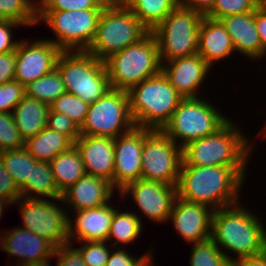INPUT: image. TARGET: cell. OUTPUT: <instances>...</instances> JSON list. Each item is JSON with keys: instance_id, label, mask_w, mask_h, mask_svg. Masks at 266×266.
<instances>
[{"instance_id": "45", "label": "cell", "mask_w": 266, "mask_h": 266, "mask_svg": "<svg viewBox=\"0 0 266 266\" xmlns=\"http://www.w3.org/2000/svg\"><path fill=\"white\" fill-rule=\"evenodd\" d=\"M18 26L23 25L8 20H0V53H7L17 49L20 40H13L12 29H16Z\"/></svg>"}, {"instance_id": "11", "label": "cell", "mask_w": 266, "mask_h": 266, "mask_svg": "<svg viewBox=\"0 0 266 266\" xmlns=\"http://www.w3.org/2000/svg\"><path fill=\"white\" fill-rule=\"evenodd\" d=\"M134 126L127 91L111 88L102 98L90 104L80 134L115 139Z\"/></svg>"}, {"instance_id": "16", "label": "cell", "mask_w": 266, "mask_h": 266, "mask_svg": "<svg viewBox=\"0 0 266 266\" xmlns=\"http://www.w3.org/2000/svg\"><path fill=\"white\" fill-rule=\"evenodd\" d=\"M153 130L134 126L114 139L113 187L121 190L127 183L141 179L144 139Z\"/></svg>"}, {"instance_id": "37", "label": "cell", "mask_w": 266, "mask_h": 266, "mask_svg": "<svg viewBox=\"0 0 266 266\" xmlns=\"http://www.w3.org/2000/svg\"><path fill=\"white\" fill-rule=\"evenodd\" d=\"M24 147L12 113H0V152Z\"/></svg>"}, {"instance_id": "46", "label": "cell", "mask_w": 266, "mask_h": 266, "mask_svg": "<svg viewBox=\"0 0 266 266\" xmlns=\"http://www.w3.org/2000/svg\"><path fill=\"white\" fill-rule=\"evenodd\" d=\"M16 50L0 53V85L14 80Z\"/></svg>"}, {"instance_id": "39", "label": "cell", "mask_w": 266, "mask_h": 266, "mask_svg": "<svg viewBox=\"0 0 266 266\" xmlns=\"http://www.w3.org/2000/svg\"><path fill=\"white\" fill-rule=\"evenodd\" d=\"M109 247L111 246L106 245V242L94 241L84 242L83 246H79L77 249L87 266H106L111 254Z\"/></svg>"}, {"instance_id": "25", "label": "cell", "mask_w": 266, "mask_h": 266, "mask_svg": "<svg viewBox=\"0 0 266 266\" xmlns=\"http://www.w3.org/2000/svg\"><path fill=\"white\" fill-rule=\"evenodd\" d=\"M49 110V104L26 95L13 108L14 122L24 142L46 126Z\"/></svg>"}, {"instance_id": "26", "label": "cell", "mask_w": 266, "mask_h": 266, "mask_svg": "<svg viewBox=\"0 0 266 266\" xmlns=\"http://www.w3.org/2000/svg\"><path fill=\"white\" fill-rule=\"evenodd\" d=\"M72 146L74 143L67 136L47 126L24 142V147L35 160L45 162H50L58 154L68 151Z\"/></svg>"}, {"instance_id": "34", "label": "cell", "mask_w": 266, "mask_h": 266, "mask_svg": "<svg viewBox=\"0 0 266 266\" xmlns=\"http://www.w3.org/2000/svg\"><path fill=\"white\" fill-rule=\"evenodd\" d=\"M0 20L34 26L38 23V8L30 0H0Z\"/></svg>"}, {"instance_id": "44", "label": "cell", "mask_w": 266, "mask_h": 266, "mask_svg": "<svg viewBox=\"0 0 266 266\" xmlns=\"http://www.w3.org/2000/svg\"><path fill=\"white\" fill-rule=\"evenodd\" d=\"M0 197L10 200L13 204L21 198L20 190L10 173L3 165L0 156Z\"/></svg>"}, {"instance_id": "40", "label": "cell", "mask_w": 266, "mask_h": 266, "mask_svg": "<svg viewBox=\"0 0 266 266\" xmlns=\"http://www.w3.org/2000/svg\"><path fill=\"white\" fill-rule=\"evenodd\" d=\"M25 96V87L18 81L0 85V113H12L13 108Z\"/></svg>"}, {"instance_id": "38", "label": "cell", "mask_w": 266, "mask_h": 266, "mask_svg": "<svg viewBox=\"0 0 266 266\" xmlns=\"http://www.w3.org/2000/svg\"><path fill=\"white\" fill-rule=\"evenodd\" d=\"M111 0H44L38 11L104 9Z\"/></svg>"}, {"instance_id": "20", "label": "cell", "mask_w": 266, "mask_h": 266, "mask_svg": "<svg viewBox=\"0 0 266 266\" xmlns=\"http://www.w3.org/2000/svg\"><path fill=\"white\" fill-rule=\"evenodd\" d=\"M74 145L80 152L86 174L105 179L113 186L114 138L81 135Z\"/></svg>"}, {"instance_id": "14", "label": "cell", "mask_w": 266, "mask_h": 266, "mask_svg": "<svg viewBox=\"0 0 266 266\" xmlns=\"http://www.w3.org/2000/svg\"><path fill=\"white\" fill-rule=\"evenodd\" d=\"M20 40L16 49L14 80L24 87L52 72L61 50L49 40Z\"/></svg>"}, {"instance_id": "10", "label": "cell", "mask_w": 266, "mask_h": 266, "mask_svg": "<svg viewBox=\"0 0 266 266\" xmlns=\"http://www.w3.org/2000/svg\"><path fill=\"white\" fill-rule=\"evenodd\" d=\"M103 9L38 11V22L53 30L56 40H50L61 51H87L93 42Z\"/></svg>"}, {"instance_id": "48", "label": "cell", "mask_w": 266, "mask_h": 266, "mask_svg": "<svg viewBox=\"0 0 266 266\" xmlns=\"http://www.w3.org/2000/svg\"><path fill=\"white\" fill-rule=\"evenodd\" d=\"M215 2L216 0H181V6L206 15L215 5Z\"/></svg>"}, {"instance_id": "22", "label": "cell", "mask_w": 266, "mask_h": 266, "mask_svg": "<svg viewBox=\"0 0 266 266\" xmlns=\"http://www.w3.org/2000/svg\"><path fill=\"white\" fill-rule=\"evenodd\" d=\"M115 188L105 179L85 174L62 192V204L75 211L97 208L110 203Z\"/></svg>"}, {"instance_id": "52", "label": "cell", "mask_w": 266, "mask_h": 266, "mask_svg": "<svg viewBox=\"0 0 266 266\" xmlns=\"http://www.w3.org/2000/svg\"><path fill=\"white\" fill-rule=\"evenodd\" d=\"M37 8H39L41 6V4L43 3L44 0H30ZM35 1V2H34Z\"/></svg>"}, {"instance_id": "15", "label": "cell", "mask_w": 266, "mask_h": 266, "mask_svg": "<svg viewBox=\"0 0 266 266\" xmlns=\"http://www.w3.org/2000/svg\"><path fill=\"white\" fill-rule=\"evenodd\" d=\"M119 192L123 199L130 193L142 214L157 223H167L177 197L176 186L144 179L127 183Z\"/></svg>"}, {"instance_id": "18", "label": "cell", "mask_w": 266, "mask_h": 266, "mask_svg": "<svg viewBox=\"0 0 266 266\" xmlns=\"http://www.w3.org/2000/svg\"><path fill=\"white\" fill-rule=\"evenodd\" d=\"M165 62H162L161 71L178 93L183 98L198 97V90L211 66L197 53Z\"/></svg>"}, {"instance_id": "55", "label": "cell", "mask_w": 266, "mask_h": 266, "mask_svg": "<svg viewBox=\"0 0 266 266\" xmlns=\"http://www.w3.org/2000/svg\"><path fill=\"white\" fill-rule=\"evenodd\" d=\"M263 6L266 8V0L264 1Z\"/></svg>"}, {"instance_id": "21", "label": "cell", "mask_w": 266, "mask_h": 266, "mask_svg": "<svg viewBox=\"0 0 266 266\" xmlns=\"http://www.w3.org/2000/svg\"><path fill=\"white\" fill-rule=\"evenodd\" d=\"M115 208L108 203L97 208L76 211L75 221L71 222L72 219L68 217L69 243L72 244L73 239L80 240L81 243L107 242Z\"/></svg>"}, {"instance_id": "1", "label": "cell", "mask_w": 266, "mask_h": 266, "mask_svg": "<svg viewBox=\"0 0 266 266\" xmlns=\"http://www.w3.org/2000/svg\"><path fill=\"white\" fill-rule=\"evenodd\" d=\"M244 178L228 166H181L177 197L219 209L239 202Z\"/></svg>"}, {"instance_id": "19", "label": "cell", "mask_w": 266, "mask_h": 266, "mask_svg": "<svg viewBox=\"0 0 266 266\" xmlns=\"http://www.w3.org/2000/svg\"><path fill=\"white\" fill-rule=\"evenodd\" d=\"M2 234L0 247L9 256H18L17 264L48 262L54 255L56 247L30 230L18 227Z\"/></svg>"}, {"instance_id": "36", "label": "cell", "mask_w": 266, "mask_h": 266, "mask_svg": "<svg viewBox=\"0 0 266 266\" xmlns=\"http://www.w3.org/2000/svg\"><path fill=\"white\" fill-rule=\"evenodd\" d=\"M258 6L254 0H216L206 16L219 20L230 15L255 12Z\"/></svg>"}, {"instance_id": "30", "label": "cell", "mask_w": 266, "mask_h": 266, "mask_svg": "<svg viewBox=\"0 0 266 266\" xmlns=\"http://www.w3.org/2000/svg\"><path fill=\"white\" fill-rule=\"evenodd\" d=\"M116 207L114 210V216L111 222V227L109 230L107 242L109 240L114 241L112 246H119L121 243L123 245L132 243L140 237L142 233V219L140 216L133 213V211H123L121 212ZM120 243V244H119Z\"/></svg>"}, {"instance_id": "32", "label": "cell", "mask_w": 266, "mask_h": 266, "mask_svg": "<svg viewBox=\"0 0 266 266\" xmlns=\"http://www.w3.org/2000/svg\"><path fill=\"white\" fill-rule=\"evenodd\" d=\"M2 162L6 170L12 176L15 184L20 188L31 173V164L35 160L25 147L0 152Z\"/></svg>"}, {"instance_id": "29", "label": "cell", "mask_w": 266, "mask_h": 266, "mask_svg": "<svg viewBox=\"0 0 266 266\" xmlns=\"http://www.w3.org/2000/svg\"><path fill=\"white\" fill-rule=\"evenodd\" d=\"M151 32L176 7L181 0H121Z\"/></svg>"}, {"instance_id": "33", "label": "cell", "mask_w": 266, "mask_h": 266, "mask_svg": "<svg viewBox=\"0 0 266 266\" xmlns=\"http://www.w3.org/2000/svg\"><path fill=\"white\" fill-rule=\"evenodd\" d=\"M192 245L190 266H232L234 262L212 239Z\"/></svg>"}, {"instance_id": "12", "label": "cell", "mask_w": 266, "mask_h": 266, "mask_svg": "<svg viewBox=\"0 0 266 266\" xmlns=\"http://www.w3.org/2000/svg\"><path fill=\"white\" fill-rule=\"evenodd\" d=\"M50 200L49 198L46 200L45 198L21 197L15 204L19 203L20 205L22 228L47 239L57 248L69 243V214L62 209L61 205L58 204L57 206L55 203V201H58V203L62 201L61 197Z\"/></svg>"}, {"instance_id": "42", "label": "cell", "mask_w": 266, "mask_h": 266, "mask_svg": "<svg viewBox=\"0 0 266 266\" xmlns=\"http://www.w3.org/2000/svg\"><path fill=\"white\" fill-rule=\"evenodd\" d=\"M117 248V251H111L112 253L109 256V259L106 263V266H154L152 265V255L150 250L145 255H140V257L131 256L129 251L125 249ZM119 249V250H118ZM129 253V254H128Z\"/></svg>"}, {"instance_id": "5", "label": "cell", "mask_w": 266, "mask_h": 266, "mask_svg": "<svg viewBox=\"0 0 266 266\" xmlns=\"http://www.w3.org/2000/svg\"><path fill=\"white\" fill-rule=\"evenodd\" d=\"M149 32L121 0H111L99 17L95 38L87 52L105 61L138 43Z\"/></svg>"}, {"instance_id": "28", "label": "cell", "mask_w": 266, "mask_h": 266, "mask_svg": "<svg viewBox=\"0 0 266 266\" xmlns=\"http://www.w3.org/2000/svg\"><path fill=\"white\" fill-rule=\"evenodd\" d=\"M49 163L61 193L86 174L80 152L75 145L58 154Z\"/></svg>"}, {"instance_id": "50", "label": "cell", "mask_w": 266, "mask_h": 266, "mask_svg": "<svg viewBox=\"0 0 266 266\" xmlns=\"http://www.w3.org/2000/svg\"><path fill=\"white\" fill-rule=\"evenodd\" d=\"M13 204L10 200L0 197V218L3 216V210Z\"/></svg>"}, {"instance_id": "43", "label": "cell", "mask_w": 266, "mask_h": 266, "mask_svg": "<svg viewBox=\"0 0 266 266\" xmlns=\"http://www.w3.org/2000/svg\"><path fill=\"white\" fill-rule=\"evenodd\" d=\"M71 243L55 248L54 257L57 258V266H87L77 248H72Z\"/></svg>"}, {"instance_id": "35", "label": "cell", "mask_w": 266, "mask_h": 266, "mask_svg": "<svg viewBox=\"0 0 266 266\" xmlns=\"http://www.w3.org/2000/svg\"><path fill=\"white\" fill-rule=\"evenodd\" d=\"M89 106L90 104L84 102L78 96L66 92L50 104V110L63 113L80 129L85 122Z\"/></svg>"}, {"instance_id": "51", "label": "cell", "mask_w": 266, "mask_h": 266, "mask_svg": "<svg viewBox=\"0 0 266 266\" xmlns=\"http://www.w3.org/2000/svg\"><path fill=\"white\" fill-rule=\"evenodd\" d=\"M16 266H51V265L50 261H48V262H38V263L17 264Z\"/></svg>"}, {"instance_id": "6", "label": "cell", "mask_w": 266, "mask_h": 266, "mask_svg": "<svg viewBox=\"0 0 266 266\" xmlns=\"http://www.w3.org/2000/svg\"><path fill=\"white\" fill-rule=\"evenodd\" d=\"M104 63L111 87L124 91L159 74L162 68L158 42L152 32L138 43L113 54Z\"/></svg>"}, {"instance_id": "47", "label": "cell", "mask_w": 266, "mask_h": 266, "mask_svg": "<svg viewBox=\"0 0 266 266\" xmlns=\"http://www.w3.org/2000/svg\"><path fill=\"white\" fill-rule=\"evenodd\" d=\"M255 24L262 49L266 52V8L263 5L255 10Z\"/></svg>"}, {"instance_id": "31", "label": "cell", "mask_w": 266, "mask_h": 266, "mask_svg": "<svg viewBox=\"0 0 266 266\" xmlns=\"http://www.w3.org/2000/svg\"><path fill=\"white\" fill-rule=\"evenodd\" d=\"M64 93H66L65 85L60 72L56 68L25 86V95L27 97L49 105Z\"/></svg>"}, {"instance_id": "53", "label": "cell", "mask_w": 266, "mask_h": 266, "mask_svg": "<svg viewBox=\"0 0 266 266\" xmlns=\"http://www.w3.org/2000/svg\"><path fill=\"white\" fill-rule=\"evenodd\" d=\"M258 5H263L265 0H254Z\"/></svg>"}, {"instance_id": "49", "label": "cell", "mask_w": 266, "mask_h": 266, "mask_svg": "<svg viewBox=\"0 0 266 266\" xmlns=\"http://www.w3.org/2000/svg\"><path fill=\"white\" fill-rule=\"evenodd\" d=\"M232 266H266V250L258 255L238 259Z\"/></svg>"}, {"instance_id": "9", "label": "cell", "mask_w": 266, "mask_h": 266, "mask_svg": "<svg viewBox=\"0 0 266 266\" xmlns=\"http://www.w3.org/2000/svg\"><path fill=\"white\" fill-rule=\"evenodd\" d=\"M204 16L199 11L179 6L151 31L158 42L161 63L197 53Z\"/></svg>"}, {"instance_id": "41", "label": "cell", "mask_w": 266, "mask_h": 266, "mask_svg": "<svg viewBox=\"0 0 266 266\" xmlns=\"http://www.w3.org/2000/svg\"><path fill=\"white\" fill-rule=\"evenodd\" d=\"M46 126L58 133L64 134L73 143L81 136L79 127L63 113L49 110Z\"/></svg>"}, {"instance_id": "4", "label": "cell", "mask_w": 266, "mask_h": 266, "mask_svg": "<svg viewBox=\"0 0 266 266\" xmlns=\"http://www.w3.org/2000/svg\"><path fill=\"white\" fill-rule=\"evenodd\" d=\"M129 110L137 127L162 130L183 97L161 71L127 91Z\"/></svg>"}, {"instance_id": "8", "label": "cell", "mask_w": 266, "mask_h": 266, "mask_svg": "<svg viewBox=\"0 0 266 266\" xmlns=\"http://www.w3.org/2000/svg\"><path fill=\"white\" fill-rule=\"evenodd\" d=\"M229 120L201 97L183 98L161 131L176 145L184 147L193 140L216 133Z\"/></svg>"}, {"instance_id": "2", "label": "cell", "mask_w": 266, "mask_h": 266, "mask_svg": "<svg viewBox=\"0 0 266 266\" xmlns=\"http://www.w3.org/2000/svg\"><path fill=\"white\" fill-rule=\"evenodd\" d=\"M241 131L229 120L216 133L187 143L181 166H228L244 178L253 147Z\"/></svg>"}, {"instance_id": "17", "label": "cell", "mask_w": 266, "mask_h": 266, "mask_svg": "<svg viewBox=\"0 0 266 266\" xmlns=\"http://www.w3.org/2000/svg\"><path fill=\"white\" fill-rule=\"evenodd\" d=\"M213 213L211 207L176 197L168 220L183 240L195 244L211 239Z\"/></svg>"}, {"instance_id": "3", "label": "cell", "mask_w": 266, "mask_h": 266, "mask_svg": "<svg viewBox=\"0 0 266 266\" xmlns=\"http://www.w3.org/2000/svg\"><path fill=\"white\" fill-rule=\"evenodd\" d=\"M240 202L215 209L211 239L220 248L236 253L234 261L258 255L266 250V229L256 215Z\"/></svg>"}, {"instance_id": "54", "label": "cell", "mask_w": 266, "mask_h": 266, "mask_svg": "<svg viewBox=\"0 0 266 266\" xmlns=\"http://www.w3.org/2000/svg\"><path fill=\"white\" fill-rule=\"evenodd\" d=\"M261 132H264L263 136L265 135L266 136V127L261 131Z\"/></svg>"}, {"instance_id": "24", "label": "cell", "mask_w": 266, "mask_h": 266, "mask_svg": "<svg viewBox=\"0 0 266 266\" xmlns=\"http://www.w3.org/2000/svg\"><path fill=\"white\" fill-rule=\"evenodd\" d=\"M232 52L235 48L222 22L205 15L200 24L197 54L212 67L215 62L233 55Z\"/></svg>"}, {"instance_id": "7", "label": "cell", "mask_w": 266, "mask_h": 266, "mask_svg": "<svg viewBox=\"0 0 266 266\" xmlns=\"http://www.w3.org/2000/svg\"><path fill=\"white\" fill-rule=\"evenodd\" d=\"M67 93L92 104L112 87L104 61L87 51H62L56 63Z\"/></svg>"}, {"instance_id": "13", "label": "cell", "mask_w": 266, "mask_h": 266, "mask_svg": "<svg viewBox=\"0 0 266 266\" xmlns=\"http://www.w3.org/2000/svg\"><path fill=\"white\" fill-rule=\"evenodd\" d=\"M182 162V147L161 130H153L144 139L141 179L176 186Z\"/></svg>"}, {"instance_id": "27", "label": "cell", "mask_w": 266, "mask_h": 266, "mask_svg": "<svg viewBox=\"0 0 266 266\" xmlns=\"http://www.w3.org/2000/svg\"><path fill=\"white\" fill-rule=\"evenodd\" d=\"M19 190L22 198L52 199L62 196L56 185L50 163L45 161H36L35 164H31L29 179L25 180Z\"/></svg>"}, {"instance_id": "23", "label": "cell", "mask_w": 266, "mask_h": 266, "mask_svg": "<svg viewBox=\"0 0 266 266\" xmlns=\"http://www.w3.org/2000/svg\"><path fill=\"white\" fill-rule=\"evenodd\" d=\"M219 20L230 35L236 52L252 60L266 55L256 30L255 12L230 15Z\"/></svg>"}]
</instances>
